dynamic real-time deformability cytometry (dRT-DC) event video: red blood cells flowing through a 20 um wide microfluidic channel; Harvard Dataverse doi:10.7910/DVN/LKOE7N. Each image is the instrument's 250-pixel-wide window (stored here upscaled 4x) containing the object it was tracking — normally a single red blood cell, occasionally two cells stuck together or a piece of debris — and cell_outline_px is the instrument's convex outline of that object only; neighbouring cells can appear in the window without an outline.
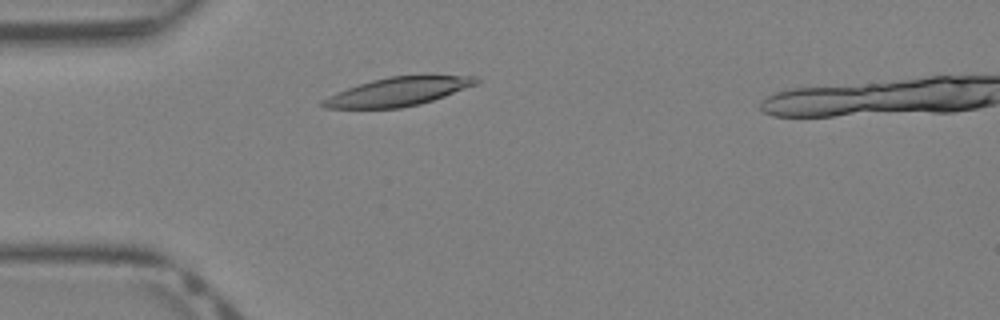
{"species": "Egyptian fruit bat (a non-hibernating species)", "species_latin": "Rousettus aegyptiacus", "temperature_condition": "warm", "stored_images_in_passage": 28, "camera_frame_rate_fps": 3000, "um_per_image_px": 0.085, "animal": {"sex": "female"}, "frame": {"image": 1, "passage_image": 2, "time_ms": 0.333, "image_size_px": [1000, 320], "cell_outline_px": [[480, 84], [420, 104], [400, 108], [324, 108], [320, 104], [328, 96], [348, 88], [372, 80], [388, 76], [428, 72], [476, 76], [480, 80]], "centroid_in_image_um": [34.01, 7.72], "position_along_channel_um": 51.0, "area_um2": 26.47}}
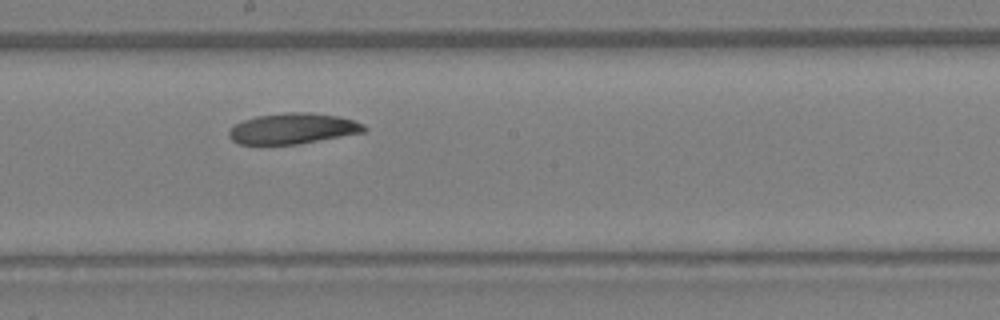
{"frame": {"image": 2, "passage_image": 13, "time_ms": 4.0, "image_size_px": [1000, 320], "cell_outline_px": [[368, 128], [364, 132], [296, 144], [240, 144], [232, 140], [228, 136], [228, 132], [236, 124], [244, 120], [256, 116], [288, 112], [308, 112], [336, 116], [352, 120], [364, 124]], "centroid_in_image_um": [24.88, 10.92], "position_along_channel_um": 223.3, "area_um2": 23.87}}
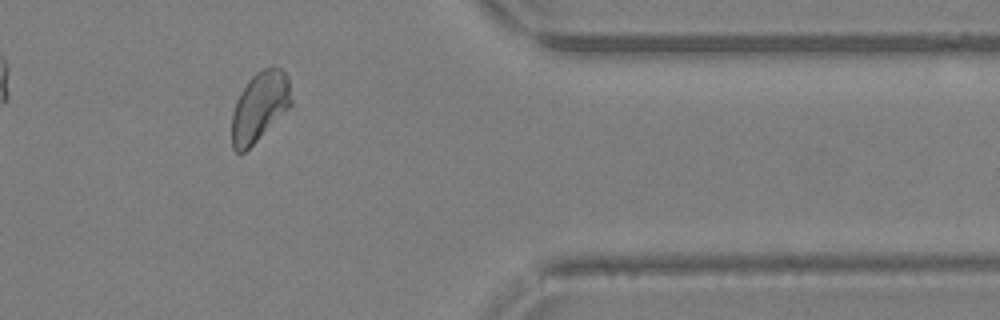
{"frame": {"image": 3, "passage_image": 24, "time_ms": 7.667, "image_size_px": [1000, 320], "cell_outline_px": [[292, 104], [244, 152], [236, 152], [232, 148], [232, 112], [236, 100], [240, 92], [248, 80], [256, 72], [264, 68], [280, 68], [288, 76], [292, 100]], "centroid_in_image_um": [22.05, 9.03], "position_along_channel_um": 389.4, "area_um2": 23.7}}